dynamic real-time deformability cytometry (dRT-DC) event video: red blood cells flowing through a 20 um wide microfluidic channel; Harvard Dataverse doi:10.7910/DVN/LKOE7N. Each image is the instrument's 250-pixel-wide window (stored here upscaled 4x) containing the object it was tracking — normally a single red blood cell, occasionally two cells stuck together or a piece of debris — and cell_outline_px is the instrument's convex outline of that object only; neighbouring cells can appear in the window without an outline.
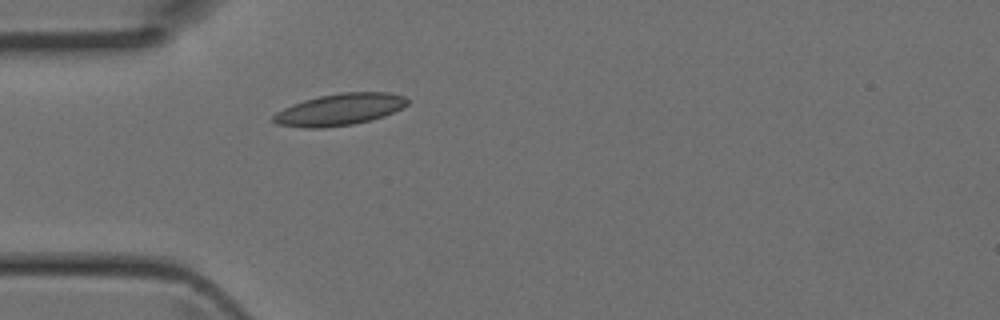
{"species": "Egyptian fruit bat (a non-hibernating species)", "species_latin": "Rousettus aegyptiacus", "temperature_condition": "room temperature", "stored_images_in_passage": 3, "camera_frame_rate_fps": 3000, "um_per_image_px": 0.085, "animal": {"sex": "female"}, "frame": {"image": 1, "passage_image": 3, "time_ms": 0.667, "image_size_px": [1000, 320], "cell_outline_px": [[408, 104], [384, 116], [352, 124], [324, 128], [304, 128], [276, 124], [272, 120], [272, 116], [276, 112], [292, 104], [304, 100], [320, 96], [340, 92], [388, 92], [404, 96], [408, 100]], "centroid_in_image_um": [28.83, 9.31], "position_along_channel_um": 56.2, "area_um2": 24.68}}